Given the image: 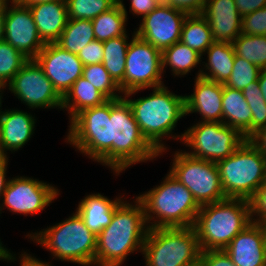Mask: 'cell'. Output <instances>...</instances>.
Returning a JSON list of instances; mask_svg holds the SVG:
<instances>
[{
  "mask_svg": "<svg viewBox=\"0 0 266 266\" xmlns=\"http://www.w3.org/2000/svg\"><path fill=\"white\" fill-rule=\"evenodd\" d=\"M239 14L243 17L251 12L266 7V0H234Z\"/></svg>",
  "mask_w": 266,
  "mask_h": 266,
  "instance_id": "44",
  "label": "cell"
},
{
  "mask_svg": "<svg viewBox=\"0 0 266 266\" xmlns=\"http://www.w3.org/2000/svg\"><path fill=\"white\" fill-rule=\"evenodd\" d=\"M200 260L204 266H236L223 249L201 251Z\"/></svg>",
  "mask_w": 266,
  "mask_h": 266,
  "instance_id": "41",
  "label": "cell"
},
{
  "mask_svg": "<svg viewBox=\"0 0 266 266\" xmlns=\"http://www.w3.org/2000/svg\"><path fill=\"white\" fill-rule=\"evenodd\" d=\"M3 244L0 242V260L4 259L5 261L8 260V261H13L14 262V259H16L15 257H13L14 255L11 254L9 252L8 249L4 248V246H2Z\"/></svg>",
  "mask_w": 266,
  "mask_h": 266,
  "instance_id": "49",
  "label": "cell"
},
{
  "mask_svg": "<svg viewBox=\"0 0 266 266\" xmlns=\"http://www.w3.org/2000/svg\"><path fill=\"white\" fill-rule=\"evenodd\" d=\"M259 86L266 102V70H261L259 78Z\"/></svg>",
  "mask_w": 266,
  "mask_h": 266,
  "instance_id": "48",
  "label": "cell"
},
{
  "mask_svg": "<svg viewBox=\"0 0 266 266\" xmlns=\"http://www.w3.org/2000/svg\"><path fill=\"white\" fill-rule=\"evenodd\" d=\"M1 89H4V87L0 84V92H2V90Z\"/></svg>",
  "mask_w": 266,
  "mask_h": 266,
  "instance_id": "56",
  "label": "cell"
},
{
  "mask_svg": "<svg viewBox=\"0 0 266 266\" xmlns=\"http://www.w3.org/2000/svg\"><path fill=\"white\" fill-rule=\"evenodd\" d=\"M188 266H204L201 262V260H197L195 263L191 264V265H188Z\"/></svg>",
  "mask_w": 266,
  "mask_h": 266,
  "instance_id": "53",
  "label": "cell"
},
{
  "mask_svg": "<svg viewBox=\"0 0 266 266\" xmlns=\"http://www.w3.org/2000/svg\"><path fill=\"white\" fill-rule=\"evenodd\" d=\"M249 201L251 220L256 223L266 224V179ZM255 214L257 219L254 217Z\"/></svg>",
  "mask_w": 266,
  "mask_h": 266,
  "instance_id": "39",
  "label": "cell"
},
{
  "mask_svg": "<svg viewBox=\"0 0 266 266\" xmlns=\"http://www.w3.org/2000/svg\"><path fill=\"white\" fill-rule=\"evenodd\" d=\"M127 19V11L123 0H118L113 8L91 20L95 39L104 42L111 38L126 35L125 22Z\"/></svg>",
  "mask_w": 266,
  "mask_h": 266,
  "instance_id": "27",
  "label": "cell"
},
{
  "mask_svg": "<svg viewBox=\"0 0 266 266\" xmlns=\"http://www.w3.org/2000/svg\"><path fill=\"white\" fill-rule=\"evenodd\" d=\"M260 72L259 67L235 55L233 70L224 85L232 89L243 90L250 83L258 80Z\"/></svg>",
  "mask_w": 266,
  "mask_h": 266,
  "instance_id": "37",
  "label": "cell"
},
{
  "mask_svg": "<svg viewBox=\"0 0 266 266\" xmlns=\"http://www.w3.org/2000/svg\"><path fill=\"white\" fill-rule=\"evenodd\" d=\"M136 198L143 204L148 228L194 226L200 209L192 193L170 173L160 185Z\"/></svg>",
  "mask_w": 266,
  "mask_h": 266,
  "instance_id": "3",
  "label": "cell"
},
{
  "mask_svg": "<svg viewBox=\"0 0 266 266\" xmlns=\"http://www.w3.org/2000/svg\"><path fill=\"white\" fill-rule=\"evenodd\" d=\"M180 42L201 56L214 43L211 28L202 14H190L184 20Z\"/></svg>",
  "mask_w": 266,
  "mask_h": 266,
  "instance_id": "28",
  "label": "cell"
},
{
  "mask_svg": "<svg viewBox=\"0 0 266 266\" xmlns=\"http://www.w3.org/2000/svg\"><path fill=\"white\" fill-rule=\"evenodd\" d=\"M111 99L79 112L70 124L67 141L89 158L110 168Z\"/></svg>",
  "mask_w": 266,
  "mask_h": 266,
  "instance_id": "9",
  "label": "cell"
},
{
  "mask_svg": "<svg viewBox=\"0 0 266 266\" xmlns=\"http://www.w3.org/2000/svg\"><path fill=\"white\" fill-rule=\"evenodd\" d=\"M4 33H5L4 17H3V14H1L0 15V42L4 41Z\"/></svg>",
  "mask_w": 266,
  "mask_h": 266,
  "instance_id": "51",
  "label": "cell"
},
{
  "mask_svg": "<svg viewBox=\"0 0 266 266\" xmlns=\"http://www.w3.org/2000/svg\"><path fill=\"white\" fill-rule=\"evenodd\" d=\"M122 200V197L111 200L99 193L89 194L81 199L76 212L85 226L97 236L111 223L115 210L124 202Z\"/></svg>",
  "mask_w": 266,
  "mask_h": 266,
  "instance_id": "23",
  "label": "cell"
},
{
  "mask_svg": "<svg viewBox=\"0 0 266 266\" xmlns=\"http://www.w3.org/2000/svg\"><path fill=\"white\" fill-rule=\"evenodd\" d=\"M182 141L193 150L189 156L217 162L232 155L246 139L223 122L200 121L184 132Z\"/></svg>",
  "mask_w": 266,
  "mask_h": 266,
  "instance_id": "12",
  "label": "cell"
},
{
  "mask_svg": "<svg viewBox=\"0 0 266 266\" xmlns=\"http://www.w3.org/2000/svg\"><path fill=\"white\" fill-rule=\"evenodd\" d=\"M117 3L118 0H66L68 19L93 20Z\"/></svg>",
  "mask_w": 266,
  "mask_h": 266,
  "instance_id": "34",
  "label": "cell"
},
{
  "mask_svg": "<svg viewBox=\"0 0 266 266\" xmlns=\"http://www.w3.org/2000/svg\"><path fill=\"white\" fill-rule=\"evenodd\" d=\"M235 55L266 70V35L240 34L233 42Z\"/></svg>",
  "mask_w": 266,
  "mask_h": 266,
  "instance_id": "32",
  "label": "cell"
},
{
  "mask_svg": "<svg viewBox=\"0 0 266 266\" xmlns=\"http://www.w3.org/2000/svg\"><path fill=\"white\" fill-rule=\"evenodd\" d=\"M35 60L62 98L83 73V64L77 54L62 49L56 43H46Z\"/></svg>",
  "mask_w": 266,
  "mask_h": 266,
  "instance_id": "17",
  "label": "cell"
},
{
  "mask_svg": "<svg viewBox=\"0 0 266 266\" xmlns=\"http://www.w3.org/2000/svg\"><path fill=\"white\" fill-rule=\"evenodd\" d=\"M28 7L43 42L55 43L68 21L66 1L39 3Z\"/></svg>",
  "mask_w": 266,
  "mask_h": 266,
  "instance_id": "22",
  "label": "cell"
},
{
  "mask_svg": "<svg viewBox=\"0 0 266 266\" xmlns=\"http://www.w3.org/2000/svg\"><path fill=\"white\" fill-rule=\"evenodd\" d=\"M28 61L16 48L8 42H0V84L6 87L14 75Z\"/></svg>",
  "mask_w": 266,
  "mask_h": 266,
  "instance_id": "35",
  "label": "cell"
},
{
  "mask_svg": "<svg viewBox=\"0 0 266 266\" xmlns=\"http://www.w3.org/2000/svg\"><path fill=\"white\" fill-rule=\"evenodd\" d=\"M6 86L30 109L62 108V97L36 60H28Z\"/></svg>",
  "mask_w": 266,
  "mask_h": 266,
  "instance_id": "13",
  "label": "cell"
},
{
  "mask_svg": "<svg viewBox=\"0 0 266 266\" xmlns=\"http://www.w3.org/2000/svg\"><path fill=\"white\" fill-rule=\"evenodd\" d=\"M187 13L161 3L142 18L135 35L150 43L161 52L180 42L181 30Z\"/></svg>",
  "mask_w": 266,
  "mask_h": 266,
  "instance_id": "16",
  "label": "cell"
},
{
  "mask_svg": "<svg viewBox=\"0 0 266 266\" xmlns=\"http://www.w3.org/2000/svg\"><path fill=\"white\" fill-rule=\"evenodd\" d=\"M135 200V205L123 202L111 223L97 235L94 266H120L130 253L142 252L149 228L143 204Z\"/></svg>",
  "mask_w": 266,
  "mask_h": 266,
  "instance_id": "1",
  "label": "cell"
},
{
  "mask_svg": "<svg viewBox=\"0 0 266 266\" xmlns=\"http://www.w3.org/2000/svg\"><path fill=\"white\" fill-rule=\"evenodd\" d=\"M223 123L237 129L246 140L252 137V111L242 90L224 85L222 96Z\"/></svg>",
  "mask_w": 266,
  "mask_h": 266,
  "instance_id": "24",
  "label": "cell"
},
{
  "mask_svg": "<svg viewBox=\"0 0 266 266\" xmlns=\"http://www.w3.org/2000/svg\"><path fill=\"white\" fill-rule=\"evenodd\" d=\"M216 165L226 198L250 200L266 179V157L249 140Z\"/></svg>",
  "mask_w": 266,
  "mask_h": 266,
  "instance_id": "7",
  "label": "cell"
},
{
  "mask_svg": "<svg viewBox=\"0 0 266 266\" xmlns=\"http://www.w3.org/2000/svg\"><path fill=\"white\" fill-rule=\"evenodd\" d=\"M10 0H0V15L3 14L6 4L9 3Z\"/></svg>",
  "mask_w": 266,
  "mask_h": 266,
  "instance_id": "52",
  "label": "cell"
},
{
  "mask_svg": "<svg viewBox=\"0 0 266 266\" xmlns=\"http://www.w3.org/2000/svg\"><path fill=\"white\" fill-rule=\"evenodd\" d=\"M128 36L122 35L103 42V65L110 77L119 85L125 74L126 54L128 50Z\"/></svg>",
  "mask_w": 266,
  "mask_h": 266,
  "instance_id": "30",
  "label": "cell"
},
{
  "mask_svg": "<svg viewBox=\"0 0 266 266\" xmlns=\"http://www.w3.org/2000/svg\"><path fill=\"white\" fill-rule=\"evenodd\" d=\"M153 89L152 94L146 97L134 100L127 99V97L123 98L130 105L143 136L162 154L167 148L162 143L163 137L170 138L171 134L173 139H183L184 134L173 136L171 132L178 120L186 116L185 96L170 92L165 85Z\"/></svg>",
  "mask_w": 266,
  "mask_h": 266,
  "instance_id": "2",
  "label": "cell"
},
{
  "mask_svg": "<svg viewBox=\"0 0 266 266\" xmlns=\"http://www.w3.org/2000/svg\"><path fill=\"white\" fill-rule=\"evenodd\" d=\"M251 222L249 200L226 198L200 206L193 227L201 251L224 250Z\"/></svg>",
  "mask_w": 266,
  "mask_h": 266,
  "instance_id": "4",
  "label": "cell"
},
{
  "mask_svg": "<svg viewBox=\"0 0 266 266\" xmlns=\"http://www.w3.org/2000/svg\"><path fill=\"white\" fill-rule=\"evenodd\" d=\"M162 55V71L165 67L170 66L172 73L176 76L186 75L201 64V55L192 48L177 42L161 52Z\"/></svg>",
  "mask_w": 266,
  "mask_h": 266,
  "instance_id": "31",
  "label": "cell"
},
{
  "mask_svg": "<svg viewBox=\"0 0 266 266\" xmlns=\"http://www.w3.org/2000/svg\"><path fill=\"white\" fill-rule=\"evenodd\" d=\"M33 234L27 236L46 247L53 258L83 266L94 265L97 236L85 226L77 212L57 225Z\"/></svg>",
  "mask_w": 266,
  "mask_h": 266,
  "instance_id": "6",
  "label": "cell"
},
{
  "mask_svg": "<svg viewBox=\"0 0 266 266\" xmlns=\"http://www.w3.org/2000/svg\"><path fill=\"white\" fill-rule=\"evenodd\" d=\"M169 173L192 193L199 206L226 199L216 162L176 151Z\"/></svg>",
  "mask_w": 266,
  "mask_h": 266,
  "instance_id": "10",
  "label": "cell"
},
{
  "mask_svg": "<svg viewBox=\"0 0 266 266\" xmlns=\"http://www.w3.org/2000/svg\"><path fill=\"white\" fill-rule=\"evenodd\" d=\"M159 152L146 140L128 102L111 99L110 168L117 175L138 162L154 160Z\"/></svg>",
  "mask_w": 266,
  "mask_h": 266,
  "instance_id": "5",
  "label": "cell"
},
{
  "mask_svg": "<svg viewBox=\"0 0 266 266\" xmlns=\"http://www.w3.org/2000/svg\"><path fill=\"white\" fill-rule=\"evenodd\" d=\"M108 99L82 76L62 98V108L67 109L70 121L81 111L103 104Z\"/></svg>",
  "mask_w": 266,
  "mask_h": 266,
  "instance_id": "26",
  "label": "cell"
},
{
  "mask_svg": "<svg viewBox=\"0 0 266 266\" xmlns=\"http://www.w3.org/2000/svg\"><path fill=\"white\" fill-rule=\"evenodd\" d=\"M243 96L252 111V136L266 127V102L259 81L250 83L242 90Z\"/></svg>",
  "mask_w": 266,
  "mask_h": 266,
  "instance_id": "36",
  "label": "cell"
},
{
  "mask_svg": "<svg viewBox=\"0 0 266 266\" xmlns=\"http://www.w3.org/2000/svg\"><path fill=\"white\" fill-rule=\"evenodd\" d=\"M2 123V139L0 156L7 157V151H17L22 148L33 135L35 120L27 112L20 110H5L0 113Z\"/></svg>",
  "mask_w": 266,
  "mask_h": 266,
  "instance_id": "21",
  "label": "cell"
},
{
  "mask_svg": "<svg viewBox=\"0 0 266 266\" xmlns=\"http://www.w3.org/2000/svg\"><path fill=\"white\" fill-rule=\"evenodd\" d=\"M142 254L146 266H188L200 259L201 249L193 226L149 228Z\"/></svg>",
  "mask_w": 266,
  "mask_h": 266,
  "instance_id": "8",
  "label": "cell"
},
{
  "mask_svg": "<svg viewBox=\"0 0 266 266\" xmlns=\"http://www.w3.org/2000/svg\"><path fill=\"white\" fill-rule=\"evenodd\" d=\"M201 14L208 21L214 42L232 44L241 34L242 16L234 0H207Z\"/></svg>",
  "mask_w": 266,
  "mask_h": 266,
  "instance_id": "19",
  "label": "cell"
},
{
  "mask_svg": "<svg viewBox=\"0 0 266 266\" xmlns=\"http://www.w3.org/2000/svg\"><path fill=\"white\" fill-rule=\"evenodd\" d=\"M241 33L248 35H266V7L242 17Z\"/></svg>",
  "mask_w": 266,
  "mask_h": 266,
  "instance_id": "38",
  "label": "cell"
},
{
  "mask_svg": "<svg viewBox=\"0 0 266 266\" xmlns=\"http://www.w3.org/2000/svg\"><path fill=\"white\" fill-rule=\"evenodd\" d=\"M3 12L4 40L16 48L28 60H35L45 43L40 38L32 13L28 6L10 1Z\"/></svg>",
  "mask_w": 266,
  "mask_h": 266,
  "instance_id": "15",
  "label": "cell"
},
{
  "mask_svg": "<svg viewBox=\"0 0 266 266\" xmlns=\"http://www.w3.org/2000/svg\"><path fill=\"white\" fill-rule=\"evenodd\" d=\"M204 53H207L206 70H199L196 77L225 84L230 78L234 66L235 51L230 43L214 42Z\"/></svg>",
  "mask_w": 266,
  "mask_h": 266,
  "instance_id": "25",
  "label": "cell"
},
{
  "mask_svg": "<svg viewBox=\"0 0 266 266\" xmlns=\"http://www.w3.org/2000/svg\"><path fill=\"white\" fill-rule=\"evenodd\" d=\"M8 158L0 156V199L3 197L5 189L8 185L9 180H7L6 177V169Z\"/></svg>",
  "mask_w": 266,
  "mask_h": 266,
  "instance_id": "46",
  "label": "cell"
},
{
  "mask_svg": "<svg viewBox=\"0 0 266 266\" xmlns=\"http://www.w3.org/2000/svg\"><path fill=\"white\" fill-rule=\"evenodd\" d=\"M131 1V12L145 17L147 14L156 9L161 3L162 0H130Z\"/></svg>",
  "mask_w": 266,
  "mask_h": 266,
  "instance_id": "43",
  "label": "cell"
},
{
  "mask_svg": "<svg viewBox=\"0 0 266 266\" xmlns=\"http://www.w3.org/2000/svg\"><path fill=\"white\" fill-rule=\"evenodd\" d=\"M194 83V92L185 95V115L198 112L203 122H223L224 84L203 77H196Z\"/></svg>",
  "mask_w": 266,
  "mask_h": 266,
  "instance_id": "20",
  "label": "cell"
},
{
  "mask_svg": "<svg viewBox=\"0 0 266 266\" xmlns=\"http://www.w3.org/2000/svg\"><path fill=\"white\" fill-rule=\"evenodd\" d=\"M1 139H2V123L0 120V146H1Z\"/></svg>",
  "mask_w": 266,
  "mask_h": 266,
  "instance_id": "54",
  "label": "cell"
},
{
  "mask_svg": "<svg viewBox=\"0 0 266 266\" xmlns=\"http://www.w3.org/2000/svg\"><path fill=\"white\" fill-rule=\"evenodd\" d=\"M249 141H251L266 157V127L256 132Z\"/></svg>",
  "mask_w": 266,
  "mask_h": 266,
  "instance_id": "45",
  "label": "cell"
},
{
  "mask_svg": "<svg viewBox=\"0 0 266 266\" xmlns=\"http://www.w3.org/2000/svg\"><path fill=\"white\" fill-rule=\"evenodd\" d=\"M93 40L95 37L91 20L68 19L65 29L55 43L68 52L78 54Z\"/></svg>",
  "mask_w": 266,
  "mask_h": 266,
  "instance_id": "29",
  "label": "cell"
},
{
  "mask_svg": "<svg viewBox=\"0 0 266 266\" xmlns=\"http://www.w3.org/2000/svg\"><path fill=\"white\" fill-rule=\"evenodd\" d=\"M207 0H162V3L170 5L174 9L181 10L188 15L201 14Z\"/></svg>",
  "mask_w": 266,
  "mask_h": 266,
  "instance_id": "42",
  "label": "cell"
},
{
  "mask_svg": "<svg viewBox=\"0 0 266 266\" xmlns=\"http://www.w3.org/2000/svg\"><path fill=\"white\" fill-rule=\"evenodd\" d=\"M104 56L103 42L93 40L77 54L83 66L102 63Z\"/></svg>",
  "mask_w": 266,
  "mask_h": 266,
  "instance_id": "40",
  "label": "cell"
},
{
  "mask_svg": "<svg viewBox=\"0 0 266 266\" xmlns=\"http://www.w3.org/2000/svg\"><path fill=\"white\" fill-rule=\"evenodd\" d=\"M15 1L22 5L30 6V5H35L39 3H48V2L66 1V0H15Z\"/></svg>",
  "mask_w": 266,
  "mask_h": 266,
  "instance_id": "50",
  "label": "cell"
},
{
  "mask_svg": "<svg viewBox=\"0 0 266 266\" xmlns=\"http://www.w3.org/2000/svg\"><path fill=\"white\" fill-rule=\"evenodd\" d=\"M161 51L140 37L133 35L126 54V66L123 81L118 85L123 97L146 88L164 85L162 80Z\"/></svg>",
  "mask_w": 266,
  "mask_h": 266,
  "instance_id": "11",
  "label": "cell"
},
{
  "mask_svg": "<svg viewBox=\"0 0 266 266\" xmlns=\"http://www.w3.org/2000/svg\"><path fill=\"white\" fill-rule=\"evenodd\" d=\"M236 266H266V226L251 222L224 249Z\"/></svg>",
  "mask_w": 266,
  "mask_h": 266,
  "instance_id": "18",
  "label": "cell"
},
{
  "mask_svg": "<svg viewBox=\"0 0 266 266\" xmlns=\"http://www.w3.org/2000/svg\"><path fill=\"white\" fill-rule=\"evenodd\" d=\"M59 190L52 184L27 177L9 179L0 205L9 211L19 214H36L45 209L59 195ZM3 206V207H2Z\"/></svg>",
  "mask_w": 266,
  "mask_h": 266,
  "instance_id": "14",
  "label": "cell"
},
{
  "mask_svg": "<svg viewBox=\"0 0 266 266\" xmlns=\"http://www.w3.org/2000/svg\"><path fill=\"white\" fill-rule=\"evenodd\" d=\"M82 77L88 80L107 99H120L119 86L110 77L109 72L104 68L103 63L83 66ZM116 91V92H115Z\"/></svg>",
  "mask_w": 266,
  "mask_h": 266,
  "instance_id": "33",
  "label": "cell"
},
{
  "mask_svg": "<svg viewBox=\"0 0 266 266\" xmlns=\"http://www.w3.org/2000/svg\"><path fill=\"white\" fill-rule=\"evenodd\" d=\"M1 94L2 93H0V107H1V103H2V100H1L2 95ZM0 113H1V110H0Z\"/></svg>",
  "mask_w": 266,
  "mask_h": 266,
  "instance_id": "55",
  "label": "cell"
},
{
  "mask_svg": "<svg viewBox=\"0 0 266 266\" xmlns=\"http://www.w3.org/2000/svg\"><path fill=\"white\" fill-rule=\"evenodd\" d=\"M20 265L21 266H51L49 262H42L32 256H30L28 253L24 252L22 254L21 259H20Z\"/></svg>",
  "mask_w": 266,
  "mask_h": 266,
  "instance_id": "47",
  "label": "cell"
}]
</instances>
